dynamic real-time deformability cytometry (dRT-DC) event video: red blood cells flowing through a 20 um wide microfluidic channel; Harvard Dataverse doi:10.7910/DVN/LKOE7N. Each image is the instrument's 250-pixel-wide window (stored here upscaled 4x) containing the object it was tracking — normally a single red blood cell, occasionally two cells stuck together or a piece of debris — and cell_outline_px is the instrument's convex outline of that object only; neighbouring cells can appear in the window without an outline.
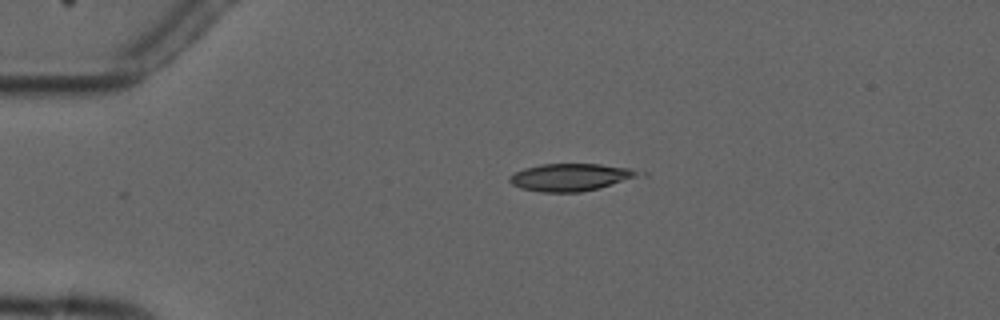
{"species": "common noctule bat (a hibernating species)", "species_latin": "Nyctalus noctula", "temperature_condition": "cold", "stored_images_in_passage": 6, "camera_frame_rate_fps": 3000, "um_per_image_px": 0.085, "animal": {"sex": "male", "forearm_length_mm": 52.5}, "frame": {"image": 1, "passage_image": 4, "time_ms": 3.333, "image_size_px": [1000, 320], "cell_outline_px": [[636, 176], [600, 188], [580, 192], [540, 192], [520, 188], [512, 184], [508, 180], [508, 176], [524, 168], [540, 164], [600, 164], [628, 168], [636, 172]], "centroid_in_image_um": [48.36, 15.07], "position_along_channel_um": 36.6, "area_um2": 20.17}}